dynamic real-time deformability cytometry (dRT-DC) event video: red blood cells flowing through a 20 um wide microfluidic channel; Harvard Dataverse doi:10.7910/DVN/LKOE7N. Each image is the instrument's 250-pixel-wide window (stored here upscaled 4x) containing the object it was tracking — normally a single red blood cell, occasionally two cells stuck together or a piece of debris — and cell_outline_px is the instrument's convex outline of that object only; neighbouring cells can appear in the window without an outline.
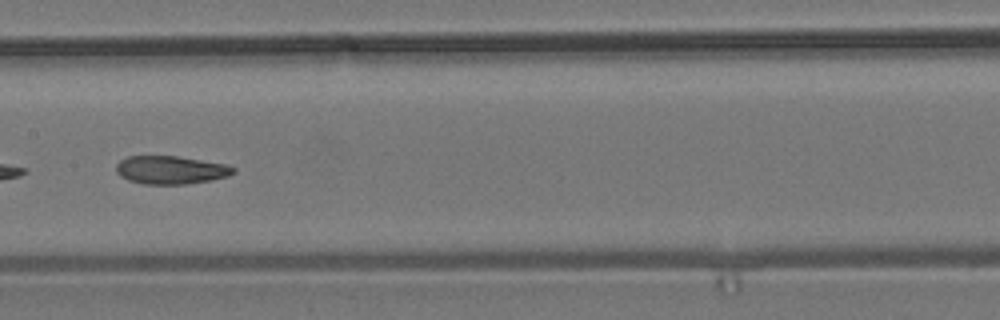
{"species": "common noctule bat (a hibernating species)", "species_latin": "Nyctalus noctula", "temperature_condition": "room temperature", "stored_images_in_passage": 10, "camera_frame_rate_fps": 3000, "um_per_image_px": 0.085, "animal": {"sex": "male", "body_mass_g": 19.2, "forearm_length_mm": 51.8}, "frame": {"image": 1, "passage_image": 9, "time_ms": 9.0, "image_size_px": [1000, 320], "cell_outline_px": [[236, 172], [228, 176], [212, 180], [184, 184], [144, 184], [128, 180], [120, 176], [116, 172], [116, 164], [120, 160], [128, 156], [180, 156], [228, 164], [236, 168]], "centroid_in_image_um": [14.54, 14.44], "position_along_channel_um": 192.9, "area_um2": 19.48}}
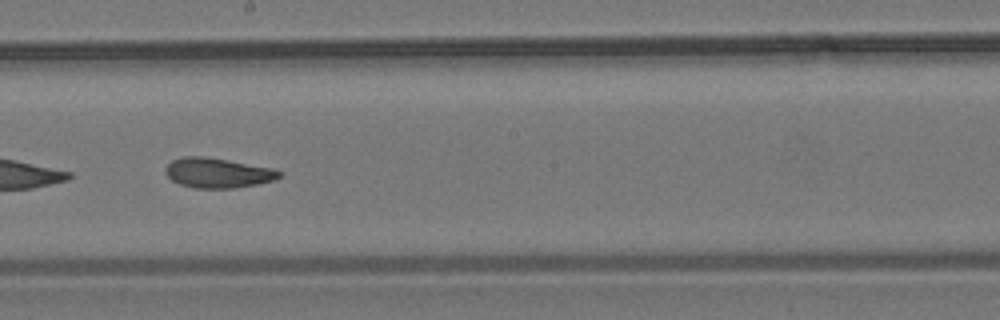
{"frame": {"image": 2, "passage_image": 10, "time_ms": 10.0, "image_size_px": [1000, 320], "cell_outline_px": [[280, 176], [276, 180], [256, 184], [232, 188], [196, 188], [180, 184], [172, 180], [164, 172], [164, 168], [172, 160], [184, 156], [204, 156], [228, 160], [272, 168], [280, 172]], "centroid_in_image_um": [18.47, 14.69], "position_along_channel_um": 229.7, "area_um2": 19.71}}